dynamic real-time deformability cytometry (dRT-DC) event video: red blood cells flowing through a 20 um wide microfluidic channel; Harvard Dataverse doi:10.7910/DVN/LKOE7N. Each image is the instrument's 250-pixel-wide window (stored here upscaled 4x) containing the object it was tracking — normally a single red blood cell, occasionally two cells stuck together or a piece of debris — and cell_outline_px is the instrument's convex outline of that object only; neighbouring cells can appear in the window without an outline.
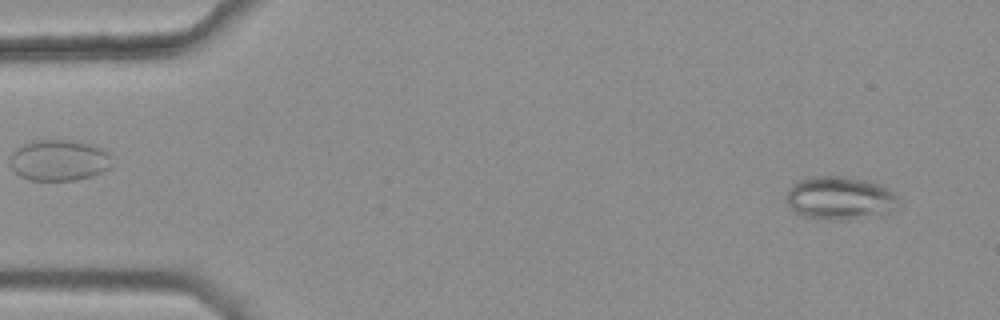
{"species": "common noctule bat (a hibernating species)", "species_latin": "Nyctalus noctula", "temperature_condition": "warm", "stored_images_in_passage": 45, "camera_frame_rate_fps": 3000, "um_per_image_px": 0.085, "animal": {"sex": "female", "body_mass_g": 25.1}, "frame": {"image": 1, "passage_image": 3, "time_ms": 0.667, "image_size_px": [1000, 320], "cell_outline_px": [[896, 208], [888, 216], [840, 220], [828, 220], [804, 216], [796, 212], [788, 204], [784, 196], [788, 188], [796, 180], [812, 176], [852, 176], [880, 184], [888, 188], [896, 196]], "centroid_in_image_um": [71.4, 16.84], "position_along_channel_um": 13.6, "area_um2": 29.02}}
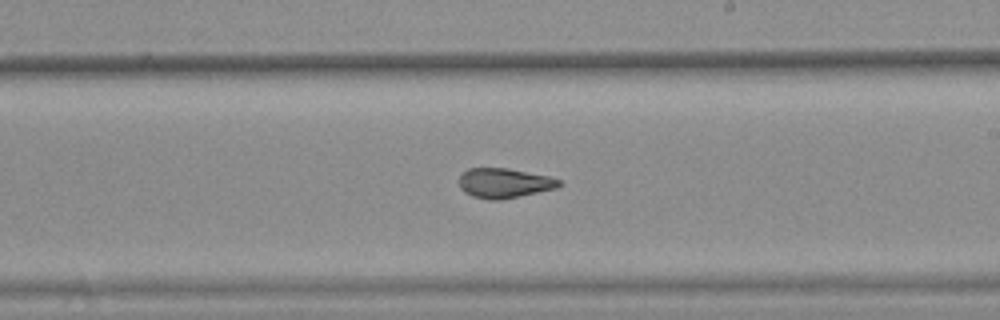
{"frame": {"image": 2, "passage_image": 30, "time_ms": 9.667, "image_size_px": [1000, 320], "cell_outline_px": [[560, 184], [556, 188], [520, 196], [500, 200], [488, 200], [472, 196], [464, 192], [460, 188], [460, 176], [468, 168], [508, 168], [548, 176], [560, 180]], "centroid_in_image_um": [42.83, 15.57], "position_along_channel_um": 246.2, "area_um2": 17.22}}
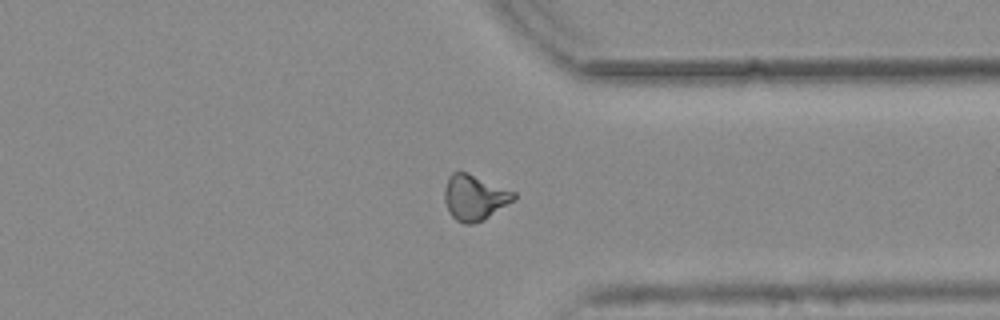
{"frame": {"image": 3, "passage_image": 40, "time_ms": 13.0, "image_size_px": [1000, 320], "cell_outline_px": [[516, 200], [484, 220], [472, 224], [464, 224], [456, 220], [448, 212], [444, 200], [444, 188], [448, 176], [452, 172], [468, 172], [516, 192]], "centroid_in_image_um": [40.34, 16.79], "position_along_channel_um": 371.1, "area_um2": 18.73}, "authors_computed_cell_mechanics": {"area_um2": 18.0336, "velocity_mm_per_s": 3.8053, "shape_relaxation_time_tau1_ms": null, "shape_relaxation_time_tau2_ms": 1.8025, "deformation_change_tau1": null, "deformation_change_tau2": 0.0883}}